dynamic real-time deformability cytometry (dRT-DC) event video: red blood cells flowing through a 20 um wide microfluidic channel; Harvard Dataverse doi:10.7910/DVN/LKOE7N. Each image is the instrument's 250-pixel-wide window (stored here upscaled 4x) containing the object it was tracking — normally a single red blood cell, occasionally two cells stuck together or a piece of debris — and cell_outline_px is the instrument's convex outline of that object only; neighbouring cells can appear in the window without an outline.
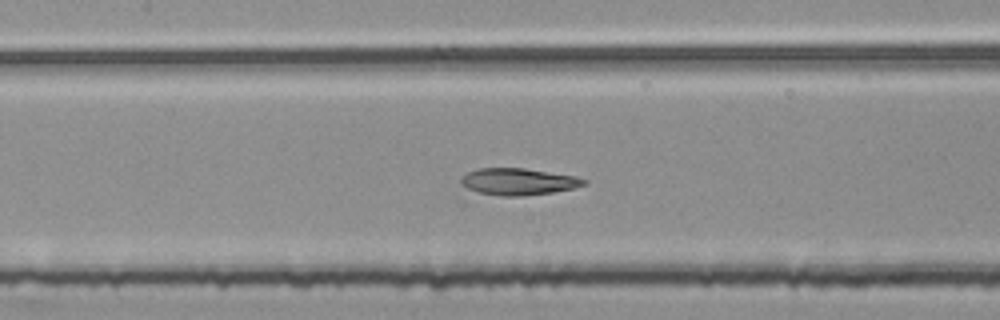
{"species": "common noctule bat (a hibernating species)", "species_latin": "Nyctalus noctula", "temperature_condition": "room temperature", "stored_images_in_passage": 52, "segment_of_instrument_passage": [2, 2], "camera_frame_rate_fps": 3000, "um_per_image_px": 0.085, "animal": {"sex": "female", "body_mass_g": 25.1}, "frame": {"image": 1, "passage_image": 24, "time_ms": 7.667, "image_size_px": [1000, 320], "cell_outline_px": [[588, 184], [576, 188], [552, 192], [524, 196], [500, 196], [480, 192], [468, 188], [460, 184], [460, 180], [468, 172], [480, 168], [524, 168], [576, 176], [588, 180]], "centroid_in_image_um": [44.12, 15.44], "position_along_channel_um": 163.3, "area_um2": 19.19}}
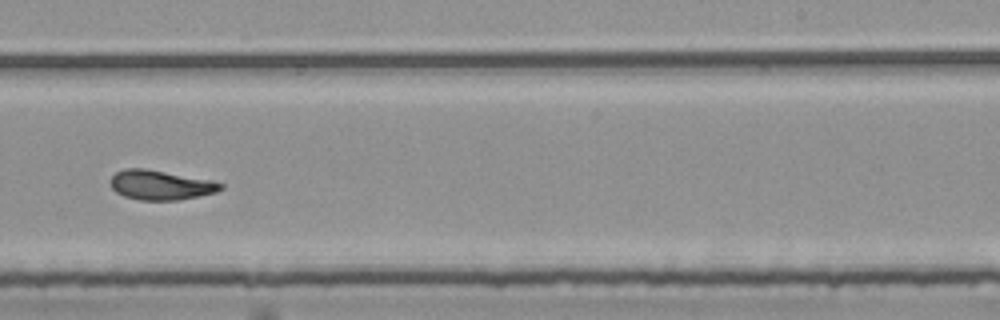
{"frame": {"image": 2, "passage_image": 33, "time_ms": 10.667, "image_size_px": [1000, 320], "cell_outline_px": [[224, 188], [216, 192], [176, 200], [140, 200], [124, 196], [116, 192], [108, 184], [108, 180], [116, 172], [124, 168], [144, 168], [224, 184]], "centroid_in_image_um": [13.54, 15.73], "position_along_channel_um": 275.5, "area_um2": 18.61}}
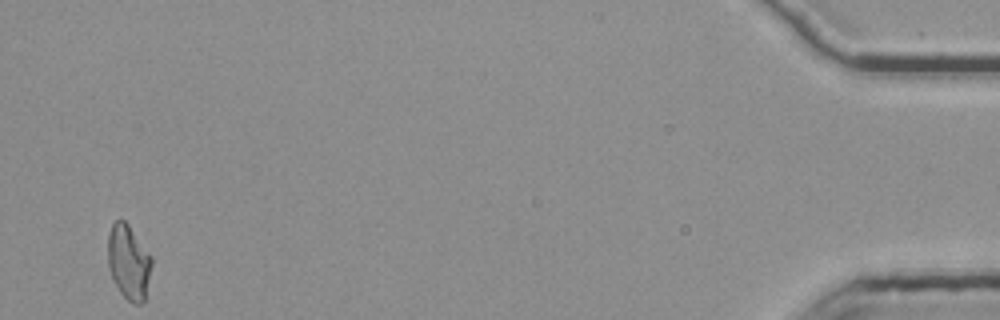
{"frame": {"image": 3, "passage_image": 52, "time_ms": 17.0, "image_size_px": [1000, 320], "cell_outline_px": [[152, 264], [144, 304], [132, 304], [120, 292], [112, 280], [108, 268], [108, 236], [112, 224], [116, 220], [124, 220], [128, 224], [152, 256]], "centroid_in_image_um": [10.94, 22.31], "position_along_channel_um": 424.3, "area_um2": 19.25}}